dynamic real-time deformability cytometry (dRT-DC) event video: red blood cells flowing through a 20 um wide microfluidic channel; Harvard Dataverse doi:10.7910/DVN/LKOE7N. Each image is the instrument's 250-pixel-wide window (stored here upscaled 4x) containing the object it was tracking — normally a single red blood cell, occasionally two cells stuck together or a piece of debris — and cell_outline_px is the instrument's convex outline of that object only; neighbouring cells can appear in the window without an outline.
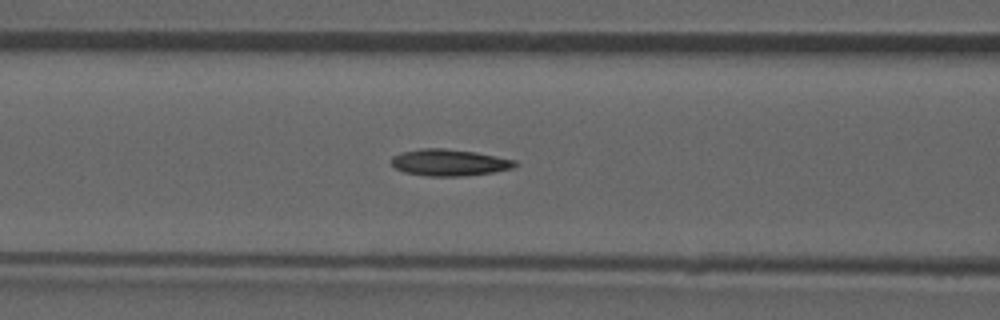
{"species": "common noctule bat (a hibernating species)", "species_latin": "Nyctalus noctula", "temperature_condition": "room temperature", "stored_images_in_passage": 37, "camera_frame_rate_fps": 3000, "um_per_image_px": 0.085, "animal": {"sex": "male", "forearm_length_mm": 52.5}, "frame": {"image": 1, "passage_image": 6, "time_ms": 1.667, "image_size_px": [1000, 320], "cell_outline_px": [[520, 164], [512, 168], [492, 172], [464, 176], [428, 176], [404, 172], [396, 168], [392, 164], [392, 156], [400, 152], [420, 148], [444, 148], [476, 152], [516, 160]], "centroid_in_image_um": [38.19, 13.81], "position_along_channel_um": 128.4, "area_um2": 19.25}, "authors_computed_cell_mechanics": {"area_um2": 18.6116, "velocity_mm_per_s": 3.9359, "shape_relaxation_time_tau1_ms": 9.1901, "shape_relaxation_time_tau2_ms": 3.463, "deformation_change_tau1": 0.234, "deformation_change_tau2": 0.1108}}